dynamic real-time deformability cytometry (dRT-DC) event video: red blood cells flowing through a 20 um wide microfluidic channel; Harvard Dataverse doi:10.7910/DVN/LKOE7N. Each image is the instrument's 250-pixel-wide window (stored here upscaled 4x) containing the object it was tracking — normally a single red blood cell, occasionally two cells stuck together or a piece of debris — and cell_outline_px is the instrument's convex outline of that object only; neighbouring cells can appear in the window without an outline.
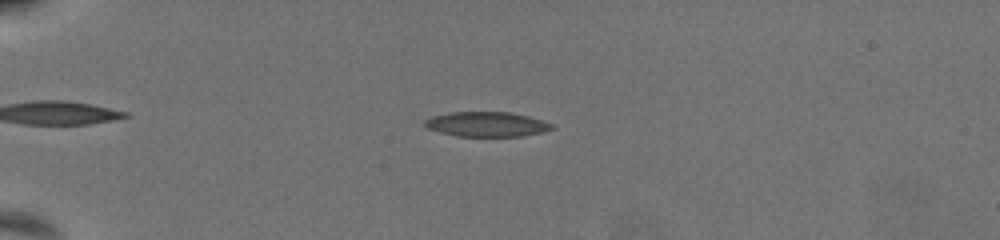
{"species": "common noctule bat (a hibernating species)", "species_latin": "Nyctalus noctula", "temperature_condition": "warm", "stored_images_in_passage": 55, "camera_frame_rate_fps": 3000, "um_per_image_px": 0.085, "animal": {"sex": "female", "body_mass_g": 19.5, "forearm_length_mm": 54.1}, "frame": {"image": 1, "passage_image": 12, "time_ms": 3.667, "image_size_px": [1000, 240], "cell_outline_px": [[556, 128], [540, 132], [520, 136], [456, 136], [440, 132], [428, 128], [424, 124], [424, 120], [432, 116], [452, 112], [512, 112], [528, 116], [552, 124]], "centroid_in_image_um": [41.35, 10.55], "position_along_channel_um": 43.6, "area_um2": 18.21}}
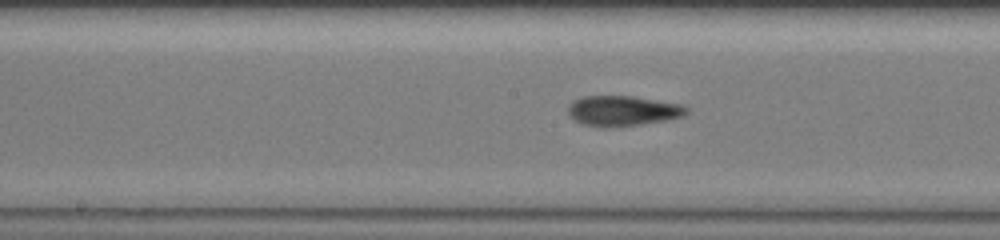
{"frame": {"image": 2, "passage_image": 29, "time_ms": 9.333, "image_size_px": [1000, 240], "cell_outline_px": [[688, 112], [680, 116], [664, 120], [640, 124], [584, 124], [576, 120], [568, 112], [568, 104], [572, 100], [584, 96], [632, 96], [680, 104], [688, 108]], "centroid_in_image_um": [52.93, 9.36], "position_along_channel_um": 195.3, "area_um2": 19.77}}
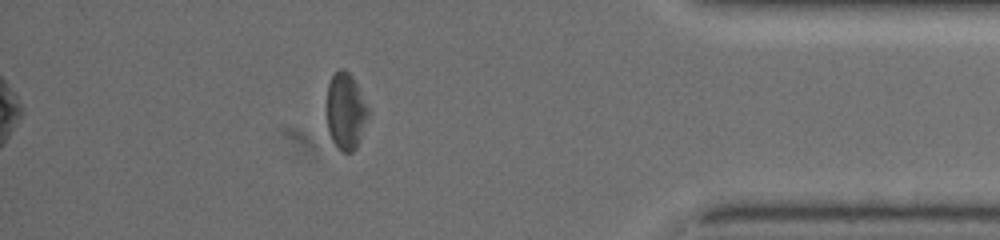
{"frame": {"image": 3, "passage_image": 49, "time_ms": 16.0, "image_size_px": [1000, 240], "cell_outline_px": [[368, 116], [360, 140], [356, 148], [352, 152], [340, 152], [332, 140], [328, 132], [328, 84], [332, 76], [340, 68], [344, 68], [352, 76], [368, 108]], "centroid_in_image_um": [29.38, 9.48], "position_along_channel_um": 405.8, "area_um2": 18.21}, "authors_computed_cell_mechanics": {"area_um2": 19.4786, "velocity_mm_per_s": 3.5849, "shape_relaxation_time_tau1_ms": null, "shape_relaxation_time_tau2_ms": 4.452, "deformation_change_tau1": null, "deformation_change_tau2": 0.1293}}